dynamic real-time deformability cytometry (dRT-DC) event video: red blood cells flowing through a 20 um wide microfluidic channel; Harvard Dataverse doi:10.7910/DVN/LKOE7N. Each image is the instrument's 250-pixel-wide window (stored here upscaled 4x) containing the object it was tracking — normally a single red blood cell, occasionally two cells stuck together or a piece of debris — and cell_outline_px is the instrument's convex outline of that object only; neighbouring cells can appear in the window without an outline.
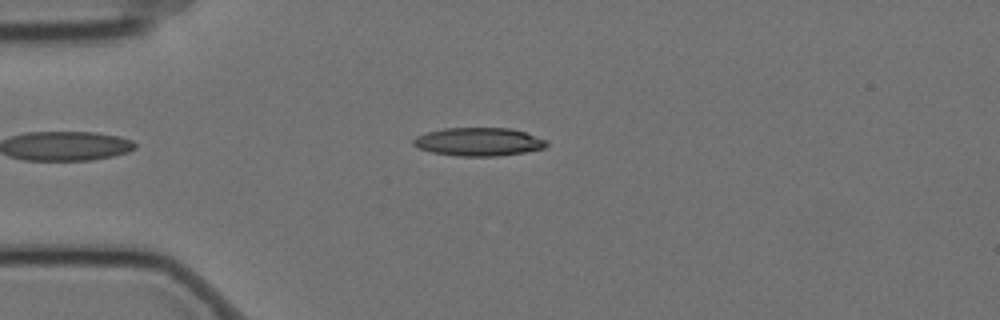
{"species": "Egyptian fruit bat (a non-hibernating species)", "species_latin": "Rousettus aegyptiacus", "temperature_condition": "cold", "stored_images_in_passage": 52, "camera_frame_rate_fps": 3000, "um_per_image_px": 0.085, "animal": {"sex": "female"}, "frame": {"image": 1, "passage_image": 9, "time_ms": 2.667, "image_size_px": [1000, 320], "cell_outline_px": [[548, 144], [544, 148], [524, 152], [496, 156], [456, 156], [432, 152], [420, 148], [412, 144], [412, 140], [416, 136], [428, 132], [444, 128], [508, 128], [524, 132], [548, 140]], "centroid_in_image_um": [40.68, 12.05], "position_along_channel_um": 44.3, "area_um2": 21.85}}
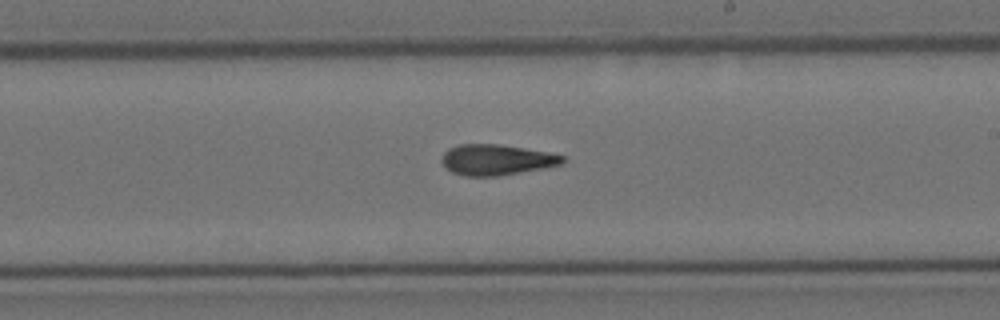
{"frame": {"image": 2, "passage_image": 28, "time_ms": 9.0, "image_size_px": [1000, 320], "cell_outline_px": [[564, 160], [560, 164], [544, 168], [496, 176], [464, 176], [452, 172], [440, 160], [444, 152], [448, 148], [460, 144], [500, 144], [548, 152], [564, 156]], "centroid_in_image_um": [42.17, 13.57], "position_along_channel_um": 246.8, "area_um2": 21.44}}
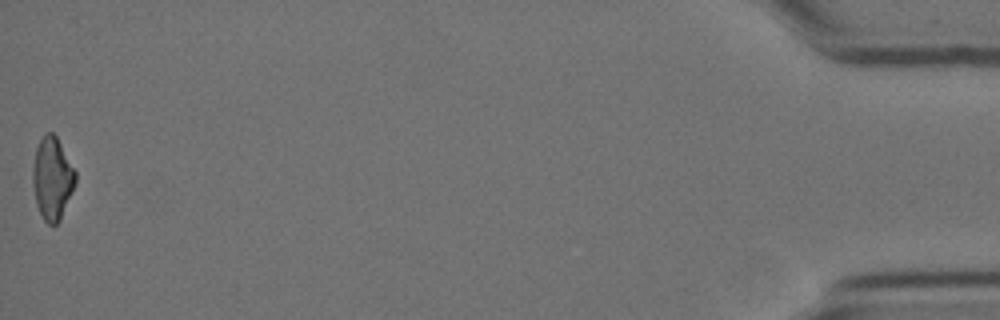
{"frame": {"image": 3, "passage_image": 52, "time_ms": 17.0, "image_size_px": [1000, 320], "cell_outline_px": [[76, 184], [60, 220], [56, 224], [48, 224], [44, 220], [36, 204], [32, 184], [32, 168], [36, 148], [44, 132], [52, 132], [56, 136], [76, 172]], "centroid_in_image_um": [4.43, 15.16], "position_along_channel_um": 430.8, "area_um2": 20.58}, "authors_computed_cell_mechanics": {"area_um2": 21.4438, "velocity_mm_per_s": 3.5137, "shape_relaxation_time_tau1_ms": null, "shape_relaxation_time_tau2_ms": 4.1243, "deformation_change_tau1": null, "deformation_change_tau2": 0.135}}